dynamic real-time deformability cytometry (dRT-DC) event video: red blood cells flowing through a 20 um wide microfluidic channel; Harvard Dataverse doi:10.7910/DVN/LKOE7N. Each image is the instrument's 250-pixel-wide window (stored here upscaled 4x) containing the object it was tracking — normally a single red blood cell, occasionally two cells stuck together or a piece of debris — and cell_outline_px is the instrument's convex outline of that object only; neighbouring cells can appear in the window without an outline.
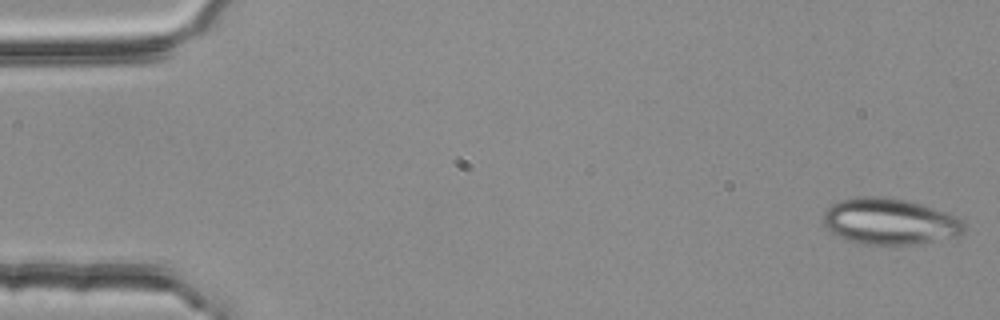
{"species": "common noctule bat (a hibernating species)", "species_latin": "Nyctalus noctula", "temperature_condition": "room temperature", "stored_images_in_passage": 53, "camera_frame_rate_fps": 3000, "um_per_image_px": 0.085, "animal": {"sex": "female", "body_mass_g": 25.1}, "frame": {"image": 1, "passage_image": 1, "time_ms": 0.0, "image_size_px": [1000, 320], "cell_outline_px": [[964, 232], [960, 236], [912, 244], [864, 244], [848, 240], [832, 232], [824, 224], [824, 212], [832, 204], [840, 200], [856, 196], [880, 196], [904, 200], [920, 204], [956, 216], [964, 220]], "centroid_in_image_um": [75.63, 18.82], "position_along_channel_um": 9.4, "area_um2": 37.57}}
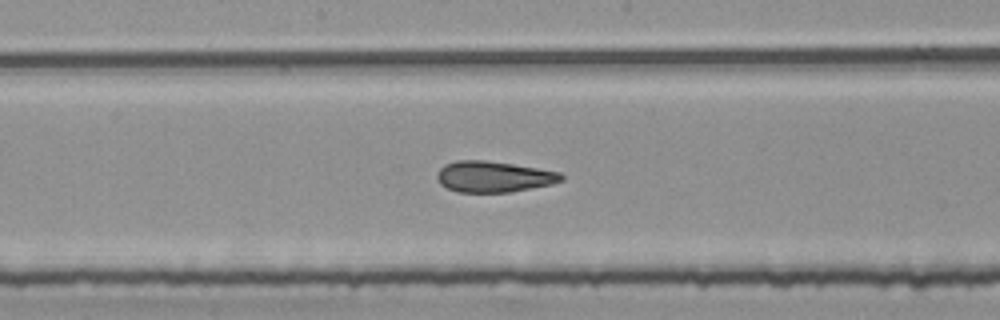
{"frame": {"image": 2, "passage_image": 28, "time_ms": 9.0, "image_size_px": [1000, 320], "cell_outline_px": [[564, 180], [552, 184], [508, 192], [456, 192], [440, 184], [436, 176], [440, 168], [444, 164], [456, 160], [484, 160], [512, 164], [560, 172], [564, 176]], "centroid_in_image_um": [41.94, 15.01], "position_along_channel_um": 206.3, "area_um2": 22.37}}
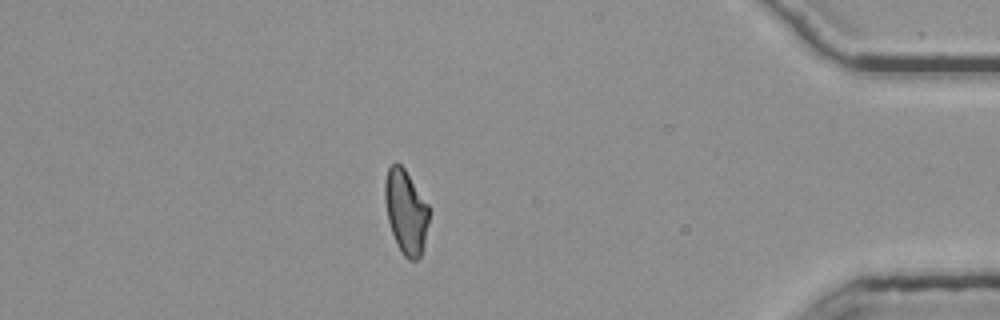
{"frame": {"image": 3, "passage_image": 47, "time_ms": 15.333, "image_size_px": [1000, 320], "cell_outline_px": [[428, 224], [424, 244], [420, 256], [416, 260], [408, 260], [400, 252], [396, 244], [388, 220], [384, 200], [384, 180], [388, 168], [396, 160], [404, 168], [428, 204]], "centroid_in_image_um": [34.47, 17.99], "position_along_channel_um": 400.7, "area_um2": 21.68}, "authors_computed_cell_mechanics": {"area_um2": 22.7732, "velocity_mm_per_s": 3.7656, "shape_relaxation_time_tau1_ms": 7.5452, "shape_relaxation_time_tau2_ms": 1.8353, "deformation_change_tau1": 0.1523, "deformation_change_tau2": 0.1017}}